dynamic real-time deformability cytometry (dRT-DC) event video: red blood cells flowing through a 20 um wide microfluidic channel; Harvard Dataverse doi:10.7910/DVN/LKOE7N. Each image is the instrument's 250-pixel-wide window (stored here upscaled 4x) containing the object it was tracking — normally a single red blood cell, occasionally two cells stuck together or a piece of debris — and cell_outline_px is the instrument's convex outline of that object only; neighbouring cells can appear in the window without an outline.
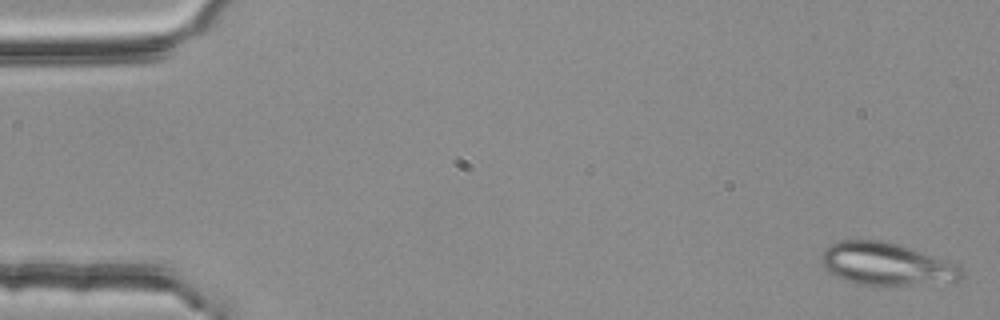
{"species": "common noctule bat (a hibernating species)", "species_latin": "Nyctalus noctula", "temperature_condition": "room temperature", "stored_images_in_passage": 5, "camera_frame_rate_fps": 3000, "um_per_image_px": 0.085, "animal": {"sex": "female", "body_mass_g": 25.1}, "frame": {"image": 1, "passage_image": 1, "time_ms": 0.0, "image_size_px": [1000, 320], "cell_outline_px": [[964, 276], [960, 280], [908, 284], [860, 284], [836, 276], [824, 268], [820, 260], [820, 256], [824, 248], [840, 240], [880, 240], [900, 244], [960, 264], [964, 272]], "centroid_in_image_um": [75.36, 22.41], "position_along_channel_um": 9.6, "area_um2": 34.56}}